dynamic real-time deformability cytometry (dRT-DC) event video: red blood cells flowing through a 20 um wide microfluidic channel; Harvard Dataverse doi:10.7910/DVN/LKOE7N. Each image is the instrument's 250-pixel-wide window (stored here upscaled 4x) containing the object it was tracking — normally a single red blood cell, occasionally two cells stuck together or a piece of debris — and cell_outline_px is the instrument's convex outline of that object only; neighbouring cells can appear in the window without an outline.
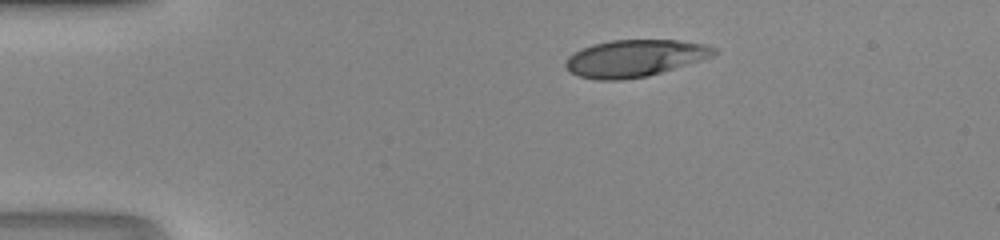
{"species": "human", "species_latin": "Homo sapiens", "temperature_condition": "room temperature", "stored_images_in_passage": 32, "camera_frame_rate_fps": 3000, "um_per_image_px": 0.085, "donor": {"sex": "male"}, "frame": {"image": 1, "passage_image": 1, "time_ms": 0.0, "image_size_px": [1000, 240], "cell_outline_px": [[720, 52], [712, 56], [648, 76], [620, 80], [600, 80], [580, 76], [572, 72], [564, 64], [568, 56], [592, 44], [612, 40], [676, 40], [704, 44], [716, 48]], "centroid_in_image_um": [53.96, 4.94], "position_along_channel_um": 31.0, "area_um2": 31.56}}
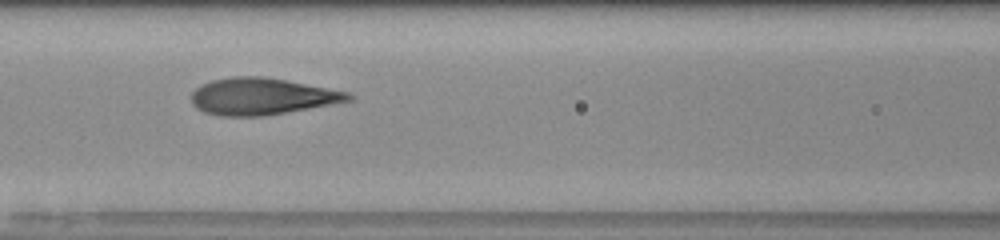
{"frame": {"image": 2, "passage_image": 13, "time_ms": 4.0, "image_size_px": [1000, 240], "cell_outline_px": [[352, 100], [332, 104], [264, 116], [220, 116], [204, 112], [196, 108], [192, 104], [192, 92], [200, 84], [212, 80], [232, 76], [260, 76], [284, 80], [348, 92], [352, 96]], "centroid_in_image_um": [22.2, 8.2], "position_along_channel_um": 144.4, "area_um2": 33.41}}
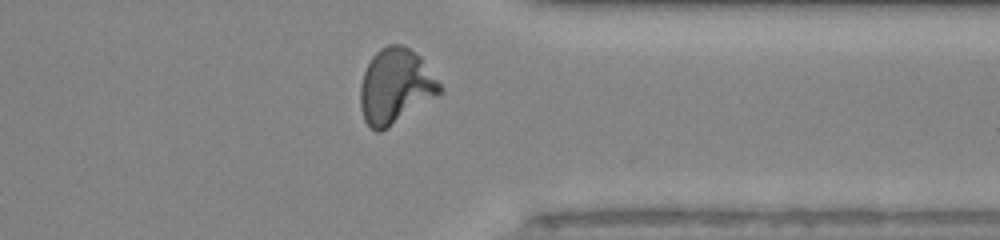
{"frame": {"image": 3, "passage_image": 29, "time_ms": 9.333, "image_size_px": [1000, 240], "cell_outline_px": [[444, 92], [388, 128], [380, 132], [376, 132], [364, 120], [360, 108], [360, 84], [364, 72], [372, 56], [380, 48], [388, 44], [400, 44], [416, 52], [420, 56], [444, 88]], "centroid_in_image_um": [33.63, 7.34], "position_along_channel_um": 377.8, "area_um2": 35.03}}